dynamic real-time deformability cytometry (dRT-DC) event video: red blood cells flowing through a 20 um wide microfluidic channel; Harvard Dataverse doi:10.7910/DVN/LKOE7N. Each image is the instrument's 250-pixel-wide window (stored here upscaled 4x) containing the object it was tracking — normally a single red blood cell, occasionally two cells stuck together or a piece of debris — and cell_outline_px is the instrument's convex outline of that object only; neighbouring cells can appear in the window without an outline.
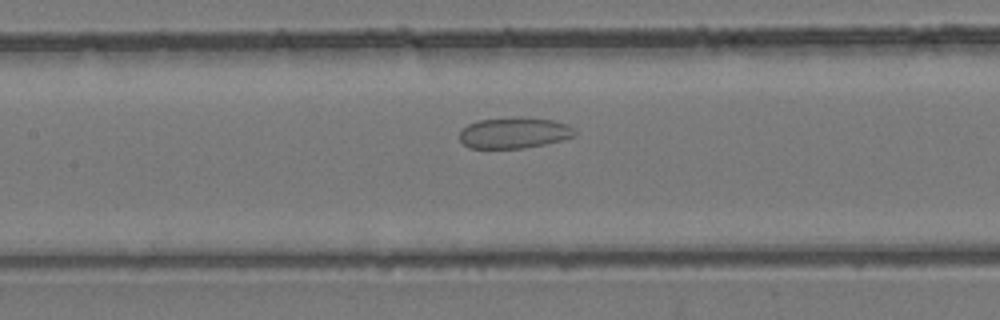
{"species": "common noctule bat (a hibernating species)", "species_latin": "Nyctalus noctula", "temperature_condition": "room temperature", "stored_images_in_passage": 38, "camera_frame_rate_fps": 3000, "um_per_image_px": 0.085, "animal": {"sex": "female", "body_mass_g": 24.6, "forearm_length_mm": 56.2}, "frame": {"image": 1, "passage_image": 17, "time_ms": 5.333, "image_size_px": [1000, 320], "cell_outline_px": [[576, 136], [544, 144], [524, 148], [468, 148], [460, 140], [460, 132], [468, 124], [480, 120], [512, 116], [552, 120], [568, 124], [576, 132]], "centroid_in_image_um": [43.7, 11.28], "position_along_channel_um": 163.7, "area_um2": 20.81}}
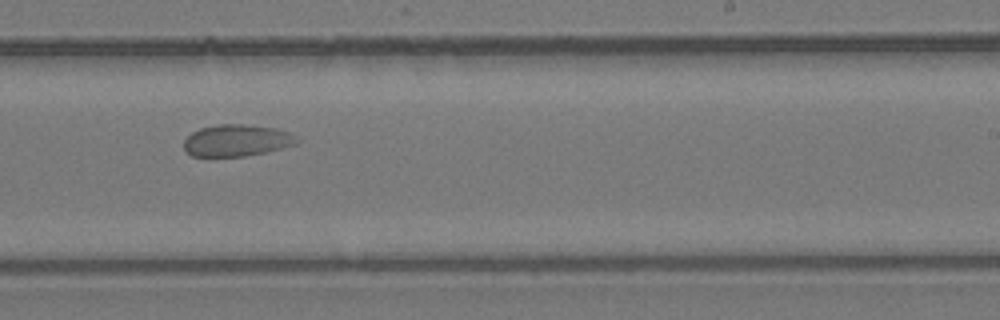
{"frame": {"image": 2, "passage_image": 23, "time_ms": 7.333, "image_size_px": [1000, 320], "cell_outline_px": [[300, 140], [296, 144], [264, 152], [244, 156], [192, 156], [184, 152], [184, 140], [192, 132], [200, 128], [216, 124], [244, 124], [276, 128], [288, 132]], "centroid_in_image_um": [20.08, 11.93], "position_along_channel_um": 268.9, "area_um2": 20.87}}
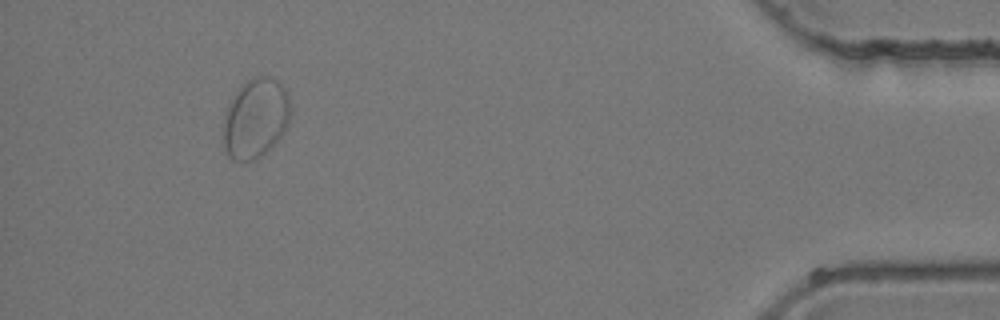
{"frame": {"image": 3, "passage_image": 35, "time_ms": 11.333, "image_size_px": [1000, 320], "cell_outline_px": [[292, 112], [288, 124], [284, 132], [256, 160], [232, 160], [228, 156], [224, 148], [220, 132], [224, 112], [232, 96], [240, 84], [256, 76], [268, 76], [276, 80], [284, 88], [288, 96], [292, 108]], "centroid_in_image_um": [21.67, 10.04], "position_along_channel_um": 413.5, "area_um2": 31.85}}